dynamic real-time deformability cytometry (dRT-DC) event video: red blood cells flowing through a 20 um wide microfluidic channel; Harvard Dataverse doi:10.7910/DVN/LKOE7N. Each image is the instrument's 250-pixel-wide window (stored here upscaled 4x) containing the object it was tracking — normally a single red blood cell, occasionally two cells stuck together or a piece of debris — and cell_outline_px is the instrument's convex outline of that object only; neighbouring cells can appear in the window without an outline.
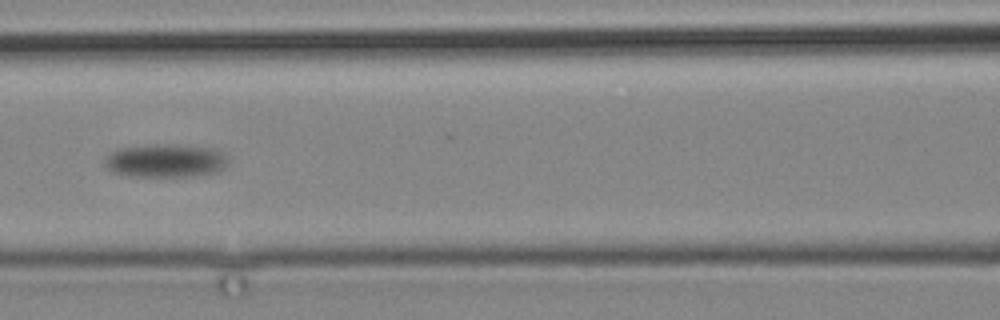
{"species": "common noctule bat (a hibernating species)", "species_latin": "Nyctalus noctula", "temperature_condition": "cold", "stored_images_in_passage": 8, "camera_frame_rate_fps": 3000, "um_per_image_px": 0.085, "animal": {"sex": "male", "body_mass_g": 19.2, "forearm_length_mm": 51.8}, "frame": {"image": 1, "passage_image": 7, "time_ms": 8.0, "image_size_px": [1000, 320], "cell_outline_px": [[228, 164], [224, 168], [212, 172], [192, 176], [128, 176], [112, 172], [104, 168], [104, 160], [116, 148], [156, 144], [172, 144], [208, 148], [220, 152], [228, 160]], "centroid_in_image_um": [13.98, 13.66], "position_along_channel_um": 152.6, "area_um2": 23.81}}